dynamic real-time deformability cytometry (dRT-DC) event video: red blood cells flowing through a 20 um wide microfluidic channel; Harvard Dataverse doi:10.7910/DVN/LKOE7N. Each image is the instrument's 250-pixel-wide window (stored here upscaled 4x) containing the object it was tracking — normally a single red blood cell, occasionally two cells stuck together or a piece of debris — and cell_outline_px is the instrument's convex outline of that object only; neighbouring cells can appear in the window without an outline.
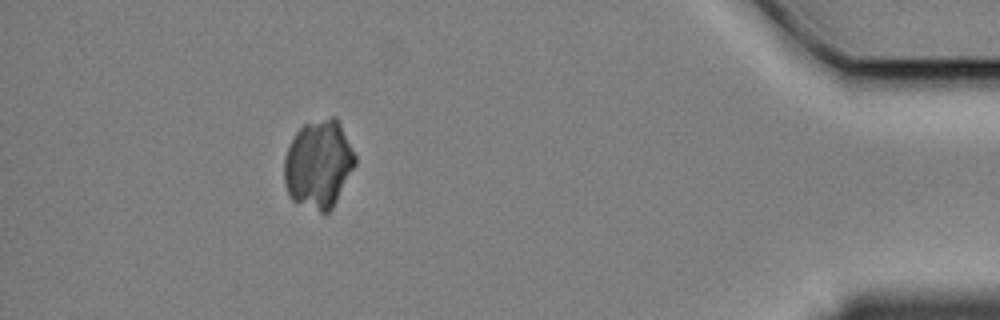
{"species": "Egyptian fruit bat (a non-hibernating species)", "species_latin": "Rousettus aegyptiacus", "temperature_condition": "cold", "stored_images_in_passage": 45, "camera_frame_rate_fps": 3000, "um_per_image_px": 0.085, "animal": {"sex": "female"}, "frame": {"image": 1, "passage_image": 39, "time_ms": 12.667, "image_size_px": [1000, 320], "cell_outline_px": [[356, 164], [332, 208], [324, 216], [292, 200], [288, 196], [284, 184], [284, 156], [296, 132], [304, 124], [332, 116], [336, 116], [356, 156]], "centroid_in_image_um": [27.06, 13.99], "position_along_channel_um": 408.1, "area_um2": 36.65}}